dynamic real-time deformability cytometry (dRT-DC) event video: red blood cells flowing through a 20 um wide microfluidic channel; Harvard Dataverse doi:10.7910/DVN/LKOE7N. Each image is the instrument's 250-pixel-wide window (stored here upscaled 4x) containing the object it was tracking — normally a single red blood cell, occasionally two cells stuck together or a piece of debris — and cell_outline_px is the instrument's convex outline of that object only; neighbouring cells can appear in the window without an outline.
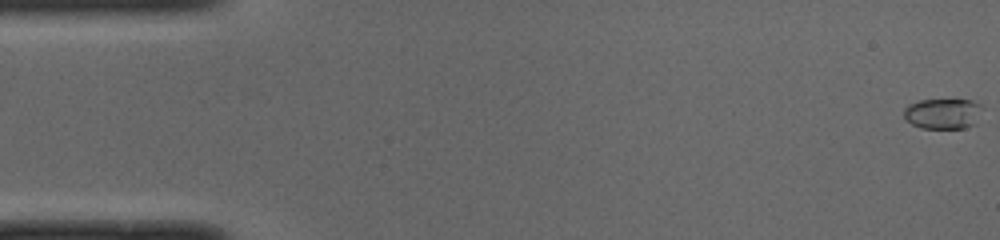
{"species": "common noctule bat (a hibernating species)", "species_latin": "Nyctalus noctula", "temperature_condition": "cold", "stored_images_in_passage": 9, "camera_frame_rate_fps": 3000, "um_per_image_px": 0.085, "animal": {"sex": "male", "body_mass_g": 19.0, "forearm_length_mm": 50.8}, "frame": {"image": 1, "passage_image": 1, "time_ms": 0.0, "image_size_px": [1000, 240], "cell_outline_px": [[984, 108], [976, 124], [964, 128], [920, 128], [912, 124], [904, 116], [904, 108], [908, 104], [920, 100], [972, 100], [980, 104]], "centroid_in_image_um": [80.19, 9.66], "position_along_channel_um": 4.8, "area_um2": 14.1}}